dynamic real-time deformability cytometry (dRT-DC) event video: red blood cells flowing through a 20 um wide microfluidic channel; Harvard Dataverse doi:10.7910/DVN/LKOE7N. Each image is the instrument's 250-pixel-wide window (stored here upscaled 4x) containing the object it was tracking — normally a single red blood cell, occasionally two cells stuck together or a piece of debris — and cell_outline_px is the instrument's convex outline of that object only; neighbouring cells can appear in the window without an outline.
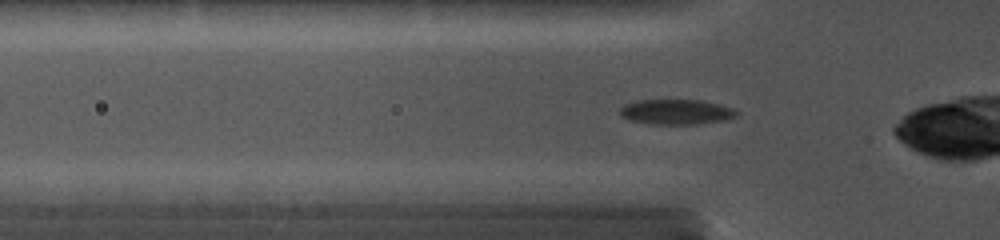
{"species": "common noctule bat (a hibernating species)", "species_latin": "Nyctalus noctula", "temperature_condition": "cold", "stored_images_in_passage": 33, "camera_frame_rate_fps": 5000, "um_per_image_px": 0.085, "animal": {"sex": "female", "body_mass_g": 19.0, "forearm_length_mm": 56.7}, "frame": {"image": 1, "passage_image": 3, "time_ms": 0.6, "image_size_px": [1000, 240], "cell_outline_px": [[736, 116], [724, 120], [696, 124], [648, 124], [632, 120], [624, 116], [620, 112], [620, 108], [628, 104], [644, 100], [696, 100], [716, 104], [728, 108], [736, 112]], "centroid_in_image_um": [57.46, 9.52], "position_along_channel_um": 68.3, "area_um2": 16.36}}
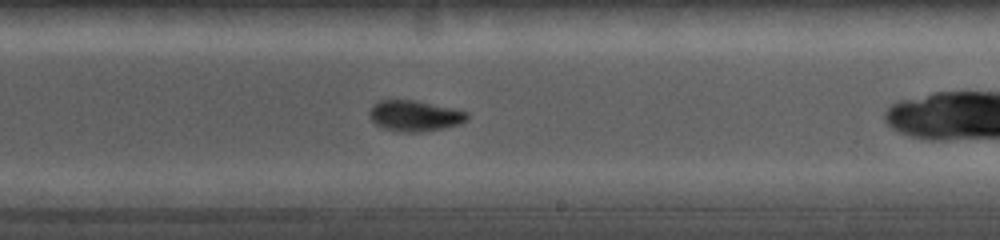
{"frame": {"image": 2, "passage_image": 18, "time_ms": 5.2, "image_size_px": [1000, 240], "cell_outline_px": [[468, 120], [460, 124], [444, 128], [424, 132], [400, 132], [384, 128], [376, 124], [372, 120], [368, 112], [372, 104], [380, 100], [416, 100], [452, 108], [468, 112]], "centroid_in_image_um": [35.25, 9.84], "position_along_channel_um": 253.7, "area_um2": 17.69}}
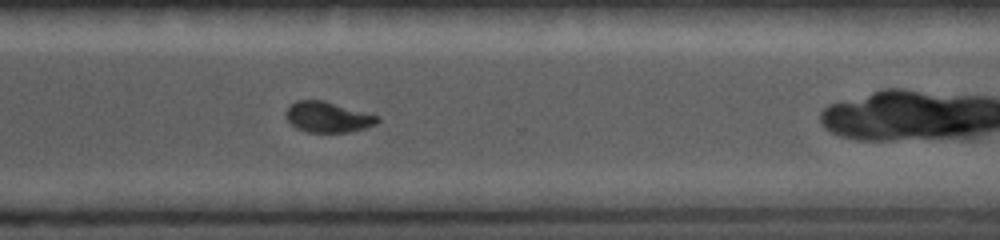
{"frame": {"image": 3, "passage_image": 32, "time_ms": 7.4, "image_size_px": [1000, 240], "cell_outline_px": [[380, 120], [376, 124], [364, 128], [348, 132], [308, 132], [296, 128], [284, 116], [288, 108], [296, 100], [324, 100], [380, 116]], "centroid_in_image_um": [27.88, 9.94], "position_along_channel_um": 342.7, "area_um2": 16.3}}